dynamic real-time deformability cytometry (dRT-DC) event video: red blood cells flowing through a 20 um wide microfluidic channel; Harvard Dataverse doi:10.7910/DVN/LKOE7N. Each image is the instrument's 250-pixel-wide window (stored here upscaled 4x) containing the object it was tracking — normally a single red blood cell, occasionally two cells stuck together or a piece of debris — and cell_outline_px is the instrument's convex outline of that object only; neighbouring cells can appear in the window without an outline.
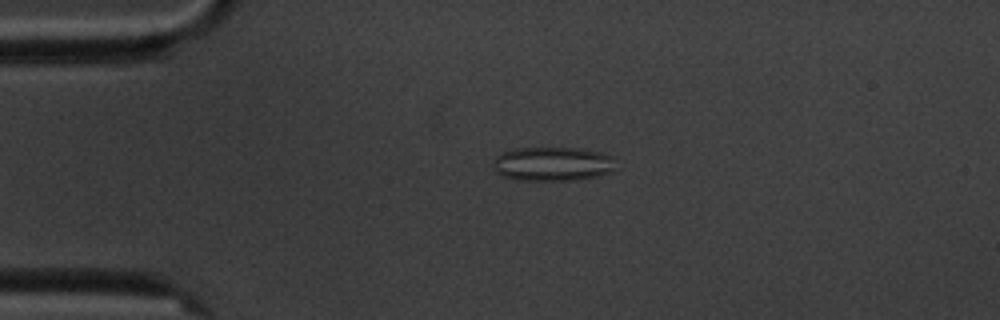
{"species": "common noctule bat (a hibernating species)", "species_latin": "Nyctalus noctula", "temperature_condition": "cold", "stored_images_in_passage": 4, "camera_frame_rate_fps": 3000, "um_per_image_px": 0.085, "animal": {"sex": "male", "body_mass_g": 20.1, "forearm_length_mm": 53.5}, "frame": {"image": 1, "passage_image": 3, "time_ms": 2.0, "image_size_px": [1000, 320], "cell_outline_px": [[616, 156], [612, 172], [600, 176], [580, 180], [516, 180], [500, 176], [496, 172], [492, 164], [496, 156], [500, 152], [516, 148], [584, 148]], "centroid_in_image_um": [46.99, 13.93], "position_along_channel_um": 38.0, "area_um2": 24.97}}